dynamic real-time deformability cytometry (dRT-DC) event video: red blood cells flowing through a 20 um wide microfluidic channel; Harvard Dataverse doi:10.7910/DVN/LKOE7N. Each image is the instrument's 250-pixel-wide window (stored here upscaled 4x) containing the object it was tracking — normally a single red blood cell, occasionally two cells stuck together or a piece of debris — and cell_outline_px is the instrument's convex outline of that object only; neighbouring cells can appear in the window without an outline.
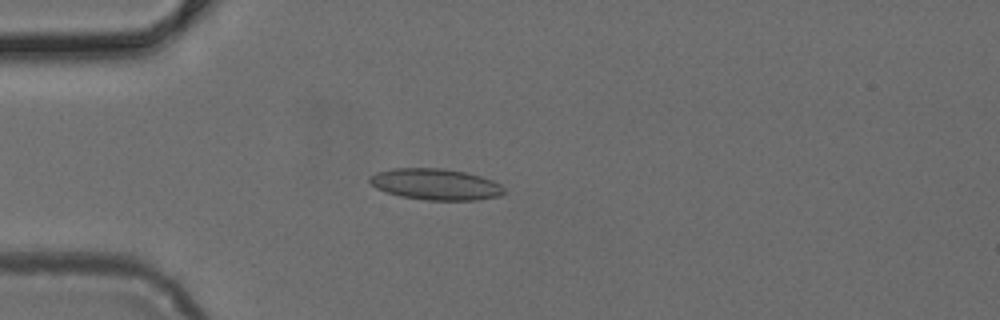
{"species": "common noctule bat (a hibernating species)", "species_latin": "Nyctalus noctula", "temperature_condition": "cold", "stored_images_in_passage": 4, "camera_frame_rate_fps": 3000, "um_per_image_px": 0.085, "animal": {"sex": "female", "body_mass_g": 24.6, "forearm_length_mm": 56.2}, "frame": {"image": 1, "passage_image": 3, "time_ms": 0.667, "image_size_px": [1000, 320], "cell_outline_px": [[504, 192], [500, 196], [480, 200], [428, 200], [400, 196], [384, 192], [376, 188], [368, 180], [368, 176], [376, 172], [392, 168], [444, 168], [464, 172], [480, 176], [492, 180], [500, 184], [504, 188]], "centroid_in_image_um": [37.0, 15.66], "position_along_channel_um": 48.0, "area_um2": 24.62}}